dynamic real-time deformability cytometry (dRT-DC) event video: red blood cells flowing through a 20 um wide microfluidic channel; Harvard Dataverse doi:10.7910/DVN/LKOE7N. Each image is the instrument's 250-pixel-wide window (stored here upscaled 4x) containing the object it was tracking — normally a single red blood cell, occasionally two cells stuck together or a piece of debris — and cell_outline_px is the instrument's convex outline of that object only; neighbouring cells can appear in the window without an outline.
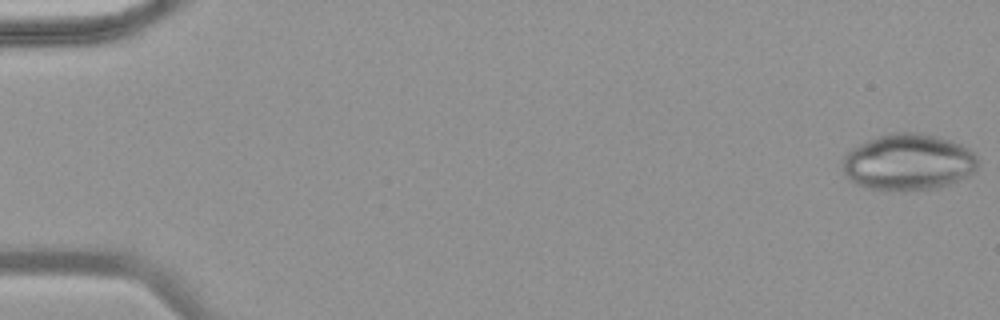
{"species": "common noctule bat (a hibernating species)", "species_latin": "Nyctalus noctula", "temperature_condition": "warm", "stored_images_in_passage": 53, "camera_frame_rate_fps": 3000, "um_per_image_px": 0.085, "animal": {"sex": "female", "body_mass_g": 18.4}, "frame": {"image": 1, "passage_image": 1, "time_ms": 0.0, "image_size_px": [1000, 320], "cell_outline_px": [[976, 172], [968, 176], [948, 184], [936, 188], [868, 188], [856, 184], [844, 172], [844, 156], [852, 148], [868, 140], [892, 132], [920, 132], [936, 136], [960, 144], [968, 148], [976, 156]], "centroid_in_image_um": [77.23, 13.74], "position_along_channel_um": 7.8, "area_um2": 43.41}}
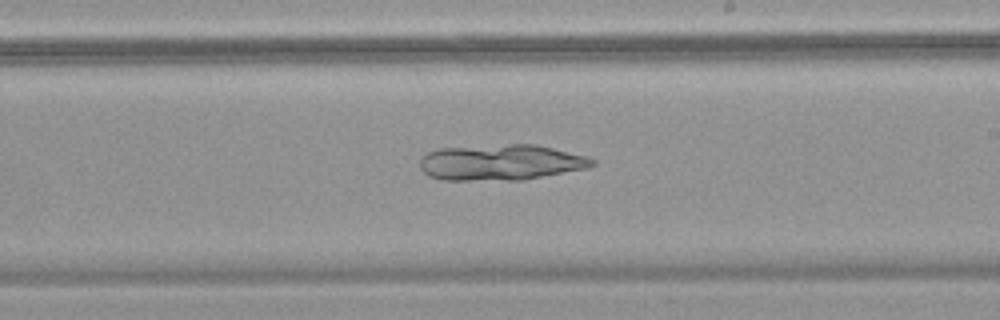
{"frame": {"image": 2, "passage_image": 32, "time_ms": 10.333, "image_size_px": [1000, 320], "cell_outline_px": [[596, 164], [588, 168], [524, 180], [444, 180], [428, 176], [420, 168], [420, 160], [428, 152], [440, 148], [508, 144], [536, 144], [588, 156], [596, 160]], "centroid_in_image_um": [42.61, 13.8], "position_along_channel_um": 246.4, "area_um2": 36.24}}
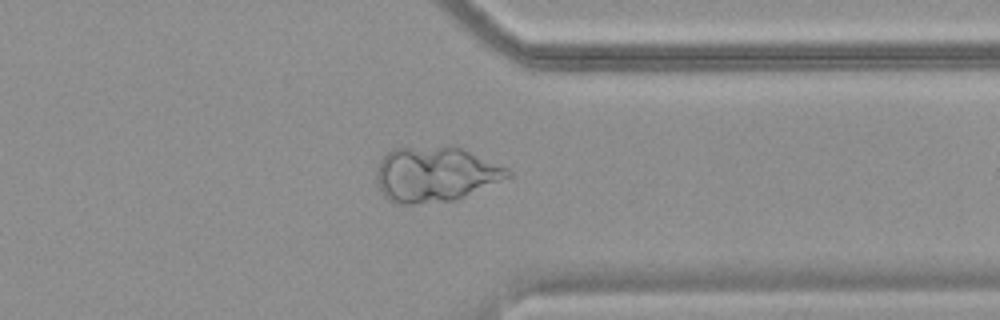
{"frame": {"image": 3, "passage_image": 42, "time_ms": 13.667, "image_size_px": [1000, 320], "cell_outline_px": [[512, 176], [456, 200], [412, 204], [396, 204], [388, 200], [380, 192], [376, 180], [376, 168], [380, 160], [392, 148], [448, 144], [456, 144], [508, 168], [512, 172]], "centroid_in_image_um": [37.0, 14.77], "position_along_channel_um": 374.4, "area_um2": 43.23}}